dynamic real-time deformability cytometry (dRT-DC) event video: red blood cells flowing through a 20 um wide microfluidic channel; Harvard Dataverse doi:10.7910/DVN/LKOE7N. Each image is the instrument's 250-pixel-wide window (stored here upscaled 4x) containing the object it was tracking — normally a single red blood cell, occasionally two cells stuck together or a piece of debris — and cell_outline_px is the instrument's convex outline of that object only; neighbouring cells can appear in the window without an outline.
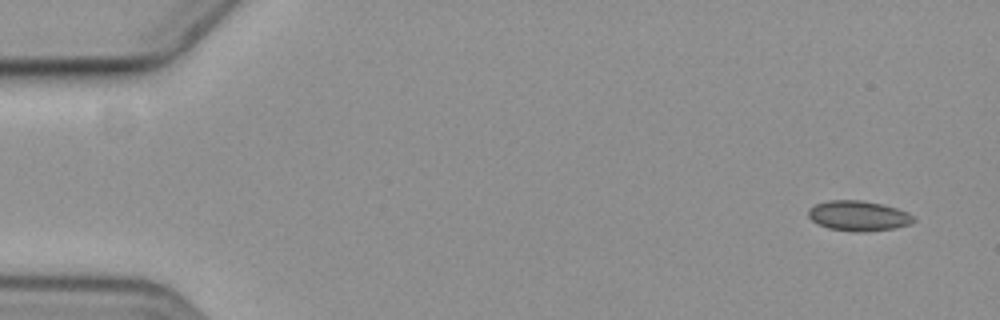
{"species": "common noctule bat (a hibernating species)", "species_latin": "Nyctalus noctula", "temperature_condition": "cold", "stored_images_in_passage": 6, "camera_frame_rate_fps": 3000, "um_per_image_px": 0.085, "animal": {"sex": "female", "body_mass_g": 19.3, "forearm_length_mm": 54.1}, "frame": {"image": 1, "passage_image": 1, "time_ms": 0.0, "image_size_px": [1000, 320], "cell_outline_px": [[916, 220], [912, 224], [892, 228], [864, 232], [856, 232], [828, 228], [812, 220], [808, 216], [808, 208], [816, 204], [828, 200], [860, 200], [880, 204], [896, 208], [908, 212]], "centroid_in_image_um": [72.96, 18.34], "position_along_channel_um": 12.0, "area_um2": 18.38}}
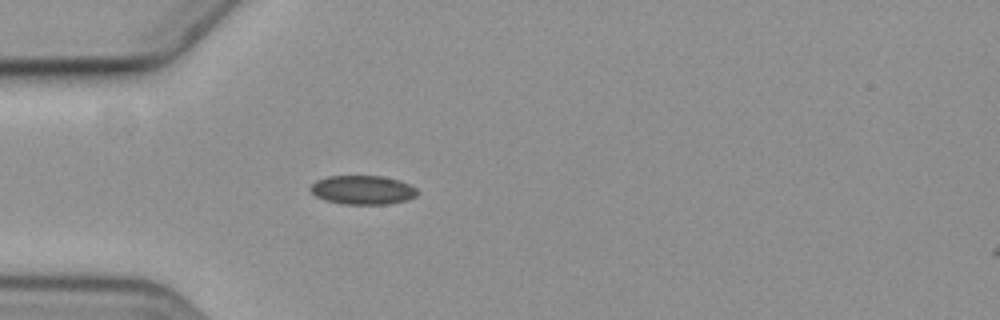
{"frame": {"image": 2, "passage_image": 5, "time_ms": 4.667, "image_size_px": [1000, 320], "cell_outline_px": [[420, 192], [416, 196], [408, 200], [388, 204], [344, 204], [324, 200], [316, 196], [308, 188], [316, 180], [328, 176], [384, 176], [400, 180], [416, 188]], "centroid_in_image_um": [30.84, 16.14], "position_along_channel_um": 54.2, "area_um2": 18.21}}